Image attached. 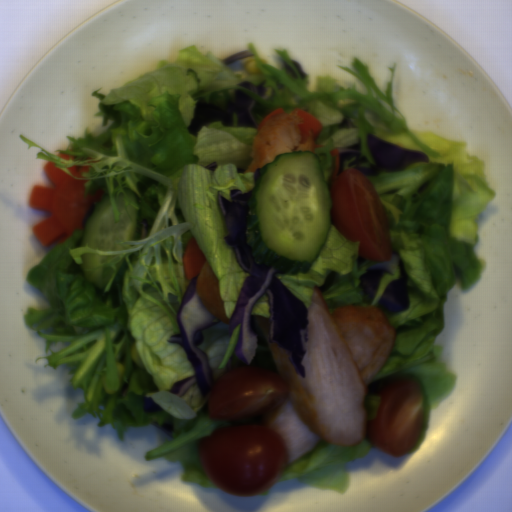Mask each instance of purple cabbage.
Segmentation results:
<instances>
[{
  "mask_svg": "<svg viewBox=\"0 0 512 512\" xmlns=\"http://www.w3.org/2000/svg\"><path fill=\"white\" fill-rule=\"evenodd\" d=\"M253 190V189H252ZM229 190V199L217 193V205L225 222L226 245L233 250L242 272L249 276L244 280L234 312L229 322H221L208 312L197 291L199 273L190 279L179 309V332L170 335L168 344H178L192 365V376L183 377L172 384L171 391L179 399L197 386L199 396L206 398L213 387V371L206 353L201 348L207 330L225 325L233 331L239 324L238 342L234 349L244 368H258L276 372L277 368L265 336L271 333L277 345L289 350L290 360L296 373L306 377L302 360L308 345V313L304 302L279 278L274 267L256 263L252 248L246 238L248 202L250 192ZM268 297L271 319L250 315L253 304L261 297ZM282 376V375H281Z\"/></svg>",
  "mask_w": 512,
  "mask_h": 512,
  "instance_id": "1",
  "label": "purple cabbage"
},
{
  "mask_svg": "<svg viewBox=\"0 0 512 512\" xmlns=\"http://www.w3.org/2000/svg\"><path fill=\"white\" fill-rule=\"evenodd\" d=\"M362 141L339 148L340 165L335 177L342 174L343 164L349 162V167L356 165L353 169L362 172L366 177L375 176L383 172L402 171L414 163H429L430 159L426 154L415 149H407L399 145L393 144L374 134H368L366 145L370 155L374 158L375 164H371L369 168L361 167L362 164L368 162V158L364 157L361 152Z\"/></svg>",
  "mask_w": 512,
  "mask_h": 512,
  "instance_id": "2",
  "label": "purple cabbage"
},
{
  "mask_svg": "<svg viewBox=\"0 0 512 512\" xmlns=\"http://www.w3.org/2000/svg\"><path fill=\"white\" fill-rule=\"evenodd\" d=\"M266 108L251 95L240 89L233 90L224 107H217L203 97H198L193 117L186 129L194 137H197L199 131L209 123L221 122L223 127H233L234 114L238 117L239 127L258 129V126L266 117Z\"/></svg>",
  "mask_w": 512,
  "mask_h": 512,
  "instance_id": "3",
  "label": "purple cabbage"
},
{
  "mask_svg": "<svg viewBox=\"0 0 512 512\" xmlns=\"http://www.w3.org/2000/svg\"><path fill=\"white\" fill-rule=\"evenodd\" d=\"M399 278L391 280L382 294L378 304L390 312H400L410 309L408 276L403 260L398 264Z\"/></svg>",
  "mask_w": 512,
  "mask_h": 512,
  "instance_id": "4",
  "label": "purple cabbage"
},
{
  "mask_svg": "<svg viewBox=\"0 0 512 512\" xmlns=\"http://www.w3.org/2000/svg\"><path fill=\"white\" fill-rule=\"evenodd\" d=\"M385 274H392L389 268L384 266H368L365 273L358 278L359 287L368 300H373L378 293L379 282Z\"/></svg>",
  "mask_w": 512,
  "mask_h": 512,
  "instance_id": "5",
  "label": "purple cabbage"
},
{
  "mask_svg": "<svg viewBox=\"0 0 512 512\" xmlns=\"http://www.w3.org/2000/svg\"><path fill=\"white\" fill-rule=\"evenodd\" d=\"M265 80L262 81L259 85H255L250 81H242L239 83V86H243L245 88H248L255 92L258 96H260L262 99L269 100L275 95V91L270 86H264Z\"/></svg>",
  "mask_w": 512,
  "mask_h": 512,
  "instance_id": "6",
  "label": "purple cabbage"
},
{
  "mask_svg": "<svg viewBox=\"0 0 512 512\" xmlns=\"http://www.w3.org/2000/svg\"><path fill=\"white\" fill-rule=\"evenodd\" d=\"M142 404L144 412L153 413L160 412L164 410L160 405H158L155 401H153L150 397H142Z\"/></svg>",
  "mask_w": 512,
  "mask_h": 512,
  "instance_id": "7",
  "label": "purple cabbage"
},
{
  "mask_svg": "<svg viewBox=\"0 0 512 512\" xmlns=\"http://www.w3.org/2000/svg\"><path fill=\"white\" fill-rule=\"evenodd\" d=\"M250 56H255L254 53H252L251 51H249L248 49L247 50H242V51H239L237 53H234L226 58L223 59V62L224 64H232L240 59H243V58H246V57H250Z\"/></svg>",
  "mask_w": 512,
  "mask_h": 512,
  "instance_id": "8",
  "label": "purple cabbage"
},
{
  "mask_svg": "<svg viewBox=\"0 0 512 512\" xmlns=\"http://www.w3.org/2000/svg\"><path fill=\"white\" fill-rule=\"evenodd\" d=\"M338 280L336 271L331 272L323 284L318 288L322 293V296L334 285V283Z\"/></svg>",
  "mask_w": 512,
  "mask_h": 512,
  "instance_id": "9",
  "label": "purple cabbage"
},
{
  "mask_svg": "<svg viewBox=\"0 0 512 512\" xmlns=\"http://www.w3.org/2000/svg\"><path fill=\"white\" fill-rule=\"evenodd\" d=\"M152 424V427L162 431L163 433H165L166 435H168L169 437H171L172 439L174 438L173 436V430H174V426L172 423H162V424H158L156 421L151 423Z\"/></svg>",
  "mask_w": 512,
  "mask_h": 512,
  "instance_id": "10",
  "label": "purple cabbage"
},
{
  "mask_svg": "<svg viewBox=\"0 0 512 512\" xmlns=\"http://www.w3.org/2000/svg\"><path fill=\"white\" fill-rule=\"evenodd\" d=\"M354 124L351 122L348 116H344L343 119L338 123V130L339 129H352L354 128Z\"/></svg>",
  "mask_w": 512,
  "mask_h": 512,
  "instance_id": "11",
  "label": "purple cabbage"
},
{
  "mask_svg": "<svg viewBox=\"0 0 512 512\" xmlns=\"http://www.w3.org/2000/svg\"><path fill=\"white\" fill-rule=\"evenodd\" d=\"M283 66H284V70L285 72L292 78V79H298V75L296 74V72L293 70V68L288 65L285 60H284V63H283Z\"/></svg>",
  "mask_w": 512,
  "mask_h": 512,
  "instance_id": "12",
  "label": "purple cabbage"
},
{
  "mask_svg": "<svg viewBox=\"0 0 512 512\" xmlns=\"http://www.w3.org/2000/svg\"><path fill=\"white\" fill-rule=\"evenodd\" d=\"M290 63L294 66V68L296 69V71L298 72V74L300 75L301 78H306V74L305 72L302 70L299 62L297 61H294L291 59Z\"/></svg>",
  "mask_w": 512,
  "mask_h": 512,
  "instance_id": "13",
  "label": "purple cabbage"
},
{
  "mask_svg": "<svg viewBox=\"0 0 512 512\" xmlns=\"http://www.w3.org/2000/svg\"><path fill=\"white\" fill-rule=\"evenodd\" d=\"M219 168V164L217 162H211L208 165L204 166V169L215 172Z\"/></svg>",
  "mask_w": 512,
  "mask_h": 512,
  "instance_id": "14",
  "label": "purple cabbage"
},
{
  "mask_svg": "<svg viewBox=\"0 0 512 512\" xmlns=\"http://www.w3.org/2000/svg\"><path fill=\"white\" fill-rule=\"evenodd\" d=\"M245 169H246V168L239 167V168H237L236 172H237V174H239V173H244Z\"/></svg>",
  "mask_w": 512,
  "mask_h": 512,
  "instance_id": "15",
  "label": "purple cabbage"
}]
</instances>
